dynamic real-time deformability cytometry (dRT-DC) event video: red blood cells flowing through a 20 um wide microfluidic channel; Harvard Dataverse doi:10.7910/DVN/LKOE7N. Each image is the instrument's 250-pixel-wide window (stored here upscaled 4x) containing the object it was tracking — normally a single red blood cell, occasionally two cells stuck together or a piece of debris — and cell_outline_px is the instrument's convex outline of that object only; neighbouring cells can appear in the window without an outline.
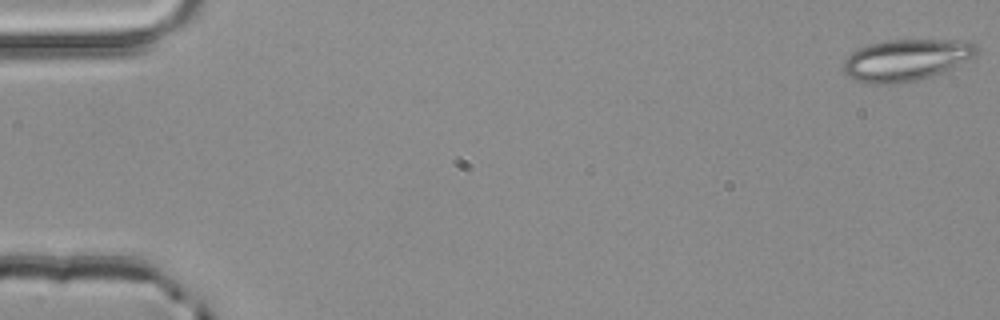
{"species": "common noctule bat (a hibernating species)", "species_latin": "Nyctalus noctula", "temperature_condition": "room temperature", "stored_images_in_passage": 4, "camera_frame_rate_fps": 3000, "um_per_image_px": 0.085, "animal": {"sex": "male", "body_mass_g": 20.4}, "frame": {"image": 1, "passage_image": 1, "time_ms": 0.0, "image_size_px": [1000, 320], "cell_outline_px": [[976, 56], [968, 60], [932, 76], [916, 80], [888, 84], [872, 84], [852, 80], [840, 68], [844, 60], [852, 52], [860, 48], [872, 44], [888, 40], [968, 40], [976, 48]], "centroid_in_image_um": [76.97, 5.11], "position_along_channel_um": 8.0, "area_um2": 32.14}}